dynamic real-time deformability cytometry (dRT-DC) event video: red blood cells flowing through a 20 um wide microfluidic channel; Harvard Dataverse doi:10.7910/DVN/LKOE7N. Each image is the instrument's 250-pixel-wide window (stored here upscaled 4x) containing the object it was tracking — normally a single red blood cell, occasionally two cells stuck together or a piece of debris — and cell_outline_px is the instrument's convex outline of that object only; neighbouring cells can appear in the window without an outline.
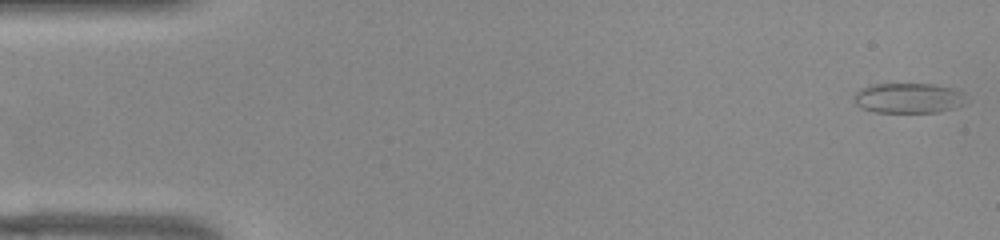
{"species": "common noctule bat (a hibernating species)", "species_latin": "Nyctalus noctula", "temperature_condition": "warm", "stored_images_in_passage": 52, "camera_frame_rate_fps": 3000, "um_per_image_px": 0.085, "animal": {"sex": "female", "body_mass_g": 22.0, "forearm_length_mm": 56.7}, "frame": {"image": 1, "passage_image": 1, "time_ms": 0.0, "image_size_px": [1000, 240], "cell_outline_px": [[968, 104], [936, 112], [872, 112], [860, 108], [852, 100], [856, 92], [860, 88], [868, 84], [936, 84], [952, 88], [964, 92]], "centroid_in_image_um": [77.21, 8.33], "position_along_channel_um": 7.8, "area_um2": 20.11}}
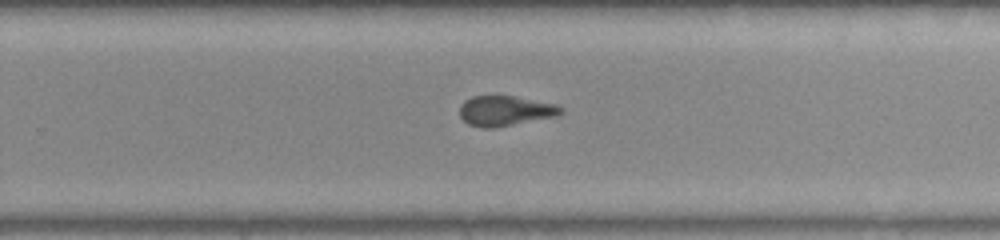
{"frame": {"image": 2, "passage_image": 33, "time_ms": 10.667, "image_size_px": [1000, 240], "cell_outline_px": [[564, 112], [556, 116], [492, 128], [484, 128], [468, 124], [460, 116], [460, 104], [464, 100], [472, 96], [512, 96], [556, 104], [564, 108]], "centroid_in_image_um": [42.93, 9.41], "position_along_channel_um": 286.9, "area_um2": 17.63}}
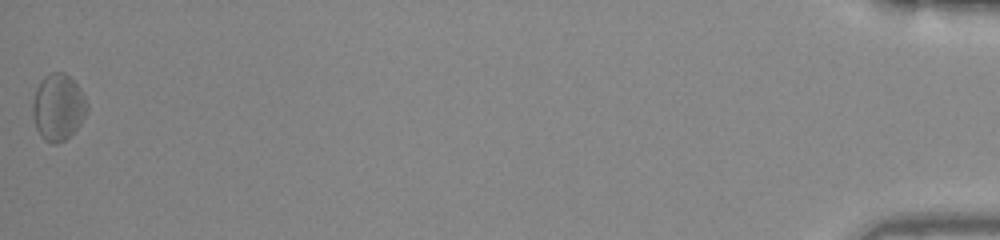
{"frame": {"image": 3, "passage_image": 52, "time_ms": 17.0, "image_size_px": [1000, 240], "cell_outline_px": [[88, 108], [80, 124], [64, 140], [56, 144], [52, 144], [44, 140], [40, 136], [36, 128], [32, 112], [32, 104], [36, 88], [40, 80], [44, 76], [52, 72], [64, 72], [80, 88], [88, 104]], "centroid_in_image_um": [4.92, 9.11], "position_along_channel_um": 430.3, "area_um2": 21.04}, "authors_computed_cell_mechanics": {"area_um2": 18.496, "velocity_mm_per_s": 3.8831, "shape_relaxation_time_tau1_ms": null, "shape_relaxation_time_tau2_ms": 1.6894, "deformation_change_tau1": null, "deformation_change_tau2": 0.0641}}